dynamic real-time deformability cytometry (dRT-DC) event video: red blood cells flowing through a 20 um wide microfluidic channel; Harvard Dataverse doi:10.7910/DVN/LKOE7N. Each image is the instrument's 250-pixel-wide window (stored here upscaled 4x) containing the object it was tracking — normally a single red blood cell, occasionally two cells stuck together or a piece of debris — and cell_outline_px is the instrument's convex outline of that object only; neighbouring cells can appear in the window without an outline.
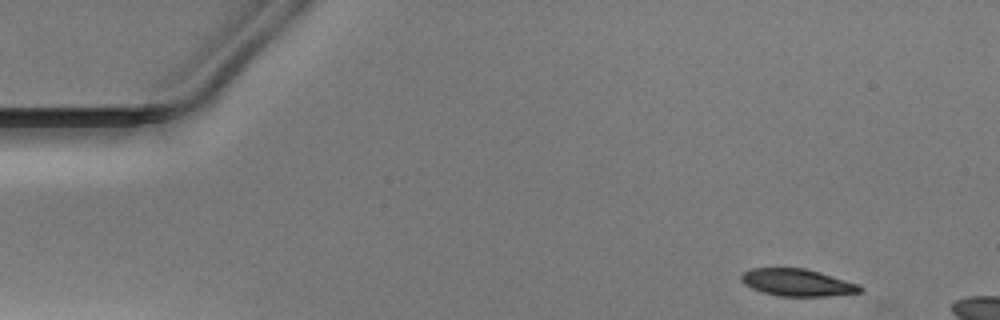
{"species": "Egyptian fruit bat (a non-hibernating species)", "species_latin": "Rousettus aegyptiacus", "temperature_condition": "warm", "stored_images_in_passage": 10, "camera_frame_rate_fps": 3000, "um_per_image_px": 0.085, "animal": {"sex": "male"}, "frame": {"image": 1, "passage_image": 1, "time_ms": 0.0, "image_size_px": [1000, 320], "cell_outline_px": [[864, 292], [828, 296], [776, 296], [752, 288], [744, 284], [740, 280], [740, 276], [748, 268], [804, 268], [820, 272], [860, 284], [864, 288]], "centroid_in_image_um": [67.8, 24.01], "position_along_channel_um": 17.2, "area_um2": 19.02}}